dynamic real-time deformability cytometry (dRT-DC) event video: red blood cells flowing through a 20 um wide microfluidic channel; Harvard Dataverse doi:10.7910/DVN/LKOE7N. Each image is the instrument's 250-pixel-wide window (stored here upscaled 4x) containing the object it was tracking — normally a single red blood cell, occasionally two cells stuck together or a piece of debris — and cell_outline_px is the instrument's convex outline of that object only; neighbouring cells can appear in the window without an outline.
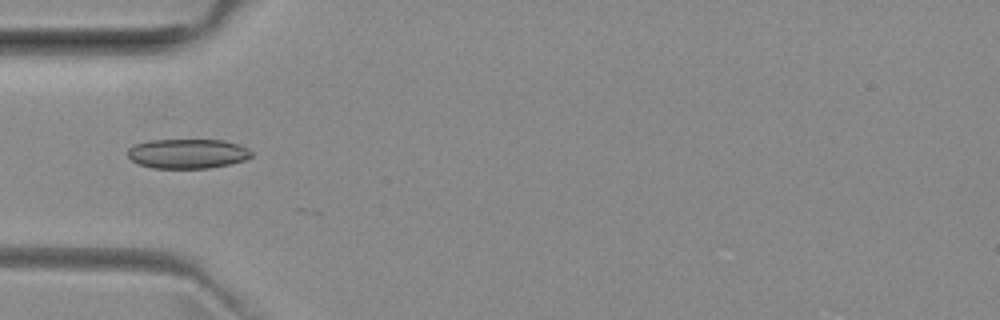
{"species": "common noctule bat (a hibernating species)", "species_latin": "Nyctalus noctula", "temperature_condition": "room temperature", "stored_images_in_passage": 5, "camera_frame_rate_fps": 3000, "um_per_image_px": 0.085, "animal": {"sex": "female", "body_mass_g": 29.2, "forearm_length_mm": 56.3}, "frame": {"image": 1, "passage_image": 2, "time_ms": 0.333, "image_size_px": [1000, 320], "cell_outline_px": [[252, 156], [244, 160], [228, 164], [208, 168], [152, 168], [140, 164], [132, 160], [128, 156], [128, 148], [132, 144], [148, 140], [224, 140], [240, 144], [248, 148], [252, 152]], "centroid_in_image_um": [15.93, 13.05], "position_along_channel_um": 69.1, "area_um2": 21.44}}